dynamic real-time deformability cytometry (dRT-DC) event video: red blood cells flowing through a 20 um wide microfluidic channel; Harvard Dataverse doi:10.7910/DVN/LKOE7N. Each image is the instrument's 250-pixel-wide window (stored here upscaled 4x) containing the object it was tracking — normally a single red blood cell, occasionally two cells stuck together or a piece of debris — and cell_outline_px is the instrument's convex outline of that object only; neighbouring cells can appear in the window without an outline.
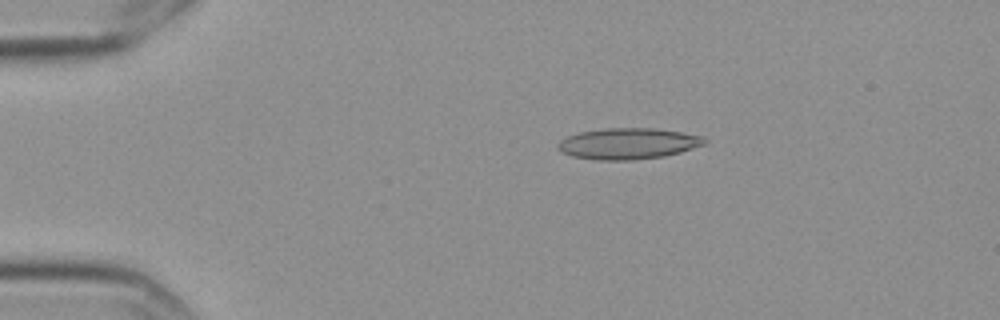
{"species": "Egyptian fruit bat (a non-hibernating species)", "species_latin": "Rousettus aegyptiacus", "temperature_condition": "cold", "stored_images_in_passage": 6, "camera_frame_rate_fps": 3000, "um_per_image_px": 0.085, "frame": {"image": 1, "passage_image": 3, "time_ms": 0.667, "image_size_px": [1000, 320], "cell_outline_px": [[708, 140], [704, 144], [680, 152], [664, 156], [632, 160], [596, 160], [572, 156], [560, 152], [556, 148], [556, 144], [560, 140], [568, 136], [580, 132], [604, 128], [656, 128], [704, 136]], "centroid_in_image_um": [53.36, 12.2], "position_along_channel_um": 31.6, "area_um2": 26.7}}
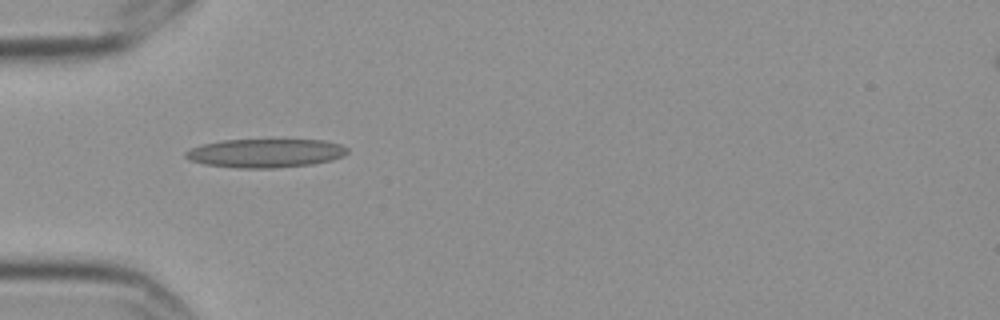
{"frame": {"image": 2, "passage_image": 5, "time_ms": 1.333, "image_size_px": [1000, 320], "cell_outline_px": [[348, 152], [344, 156], [332, 160], [312, 164], [272, 168], [240, 168], [204, 164], [192, 160], [184, 156], [184, 152], [188, 148], [200, 144], [224, 140], [324, 140], [340, 144], [348, 148]], "centroid_in_image_um": [22.55, 13.01], "position_along_channel_um": 62.4, "area_um2": 27.11}}
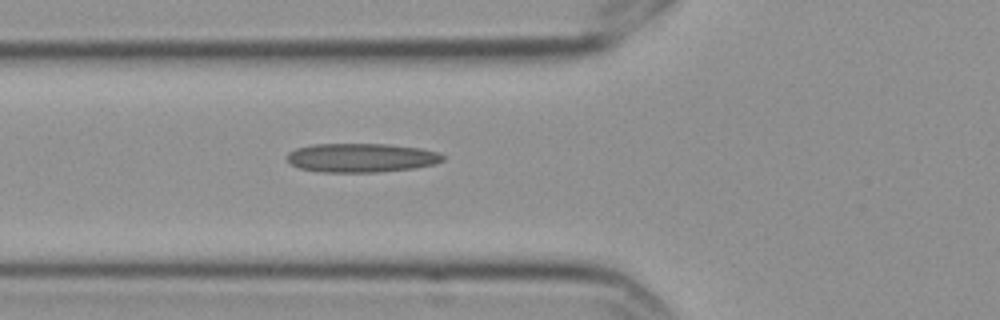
{"frame": {"image": 3, "passage_image": 6, "time_ms": 1.667, "image_size_px": [1000, 320], "cell_outline_px": [[444, 160], [436, 164], [416, 168], [376, 172], [320, 172], [300, 168], [292, 164], [284, 156], [288, 152], [296, 148], [312, 144], [388, 144], [420, 148], [440, 152], [444, 156]], "centroid_in_image_um": [30.72, 13.41], "position_along_channel_um": 95.1, "area_um2": 26.53}}